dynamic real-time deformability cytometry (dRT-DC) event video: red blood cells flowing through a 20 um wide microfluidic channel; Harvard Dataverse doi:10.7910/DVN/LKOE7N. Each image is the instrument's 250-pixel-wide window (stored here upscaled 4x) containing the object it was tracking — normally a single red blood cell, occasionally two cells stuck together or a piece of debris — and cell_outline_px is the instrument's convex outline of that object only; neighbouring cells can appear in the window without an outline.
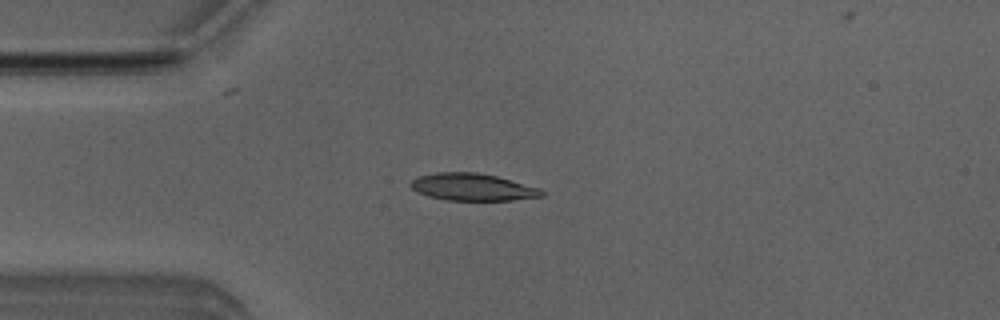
{"species": "Egyptian fruit bat (a non-hibernating species)", "species_latin": "Rousettus aegyptiacus", "temperature_condition": "room temperature", "stored_images_in_passage": 4, "camera_frame_rate_fps": 3000, "um_per_image_px": 0.085, "animal": {"sex": "male"}, "frame": {"image": 1, "passage_image": 3, "time_ms": 3.0, "image_size_px": [1000, 320], "cell_outline_px": [[544, 196], [512, 200], [448, 200], [428, 196], [416, 192], [408, 184], [412, 180], [420, 176], [436, 172], [476, 172], [496, 176], [540, 188], [544, 192]], "centroid_in_image_um": [40.15, 15.9], "position_along_channel_um": 44.8, "area_um2": 20.69}}